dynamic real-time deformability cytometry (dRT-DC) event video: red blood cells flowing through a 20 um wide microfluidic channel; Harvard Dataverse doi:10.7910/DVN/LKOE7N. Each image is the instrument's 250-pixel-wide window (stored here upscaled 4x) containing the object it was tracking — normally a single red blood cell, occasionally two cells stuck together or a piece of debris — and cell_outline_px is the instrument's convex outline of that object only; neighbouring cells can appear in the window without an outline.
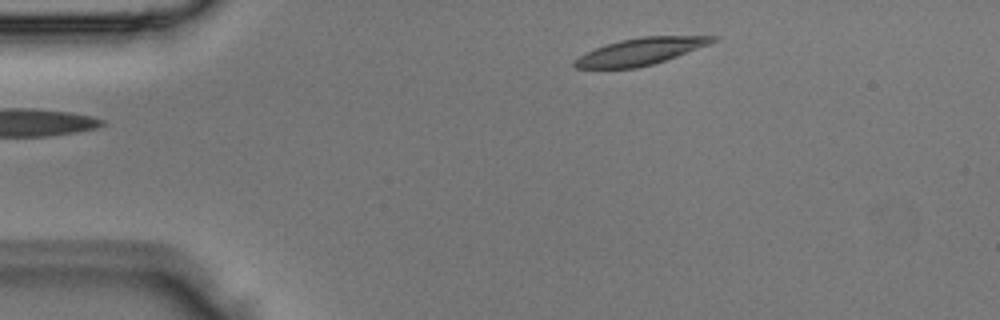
{"species": "Egyptian fruit bat (a non-hibernating species)", "species_latin": "Rousettus aegyptiacus", "temperature_condition": "room temperature", "stored_images_in_passage": 2, "camera_frame_rate_fps": 3000, "um_per_image_px": 0.085, "animal": {"sex": "male"}, "frame": {"image": 1, "passage_image": 2, "time_ms": 0.333, "image_size_px": [1000, 320], "cell_outline_px": [[720, 40], [676, 56], [652, 64], [636, 68], [576, 68], [572, 64], [572, 60], [596, 48], [620, 40], [640, 36], [720, 36]], "centroid_in_image_um": [54.46, 4.36], "position_along_channel_um": 30.5, "area_um2": 21.39}}